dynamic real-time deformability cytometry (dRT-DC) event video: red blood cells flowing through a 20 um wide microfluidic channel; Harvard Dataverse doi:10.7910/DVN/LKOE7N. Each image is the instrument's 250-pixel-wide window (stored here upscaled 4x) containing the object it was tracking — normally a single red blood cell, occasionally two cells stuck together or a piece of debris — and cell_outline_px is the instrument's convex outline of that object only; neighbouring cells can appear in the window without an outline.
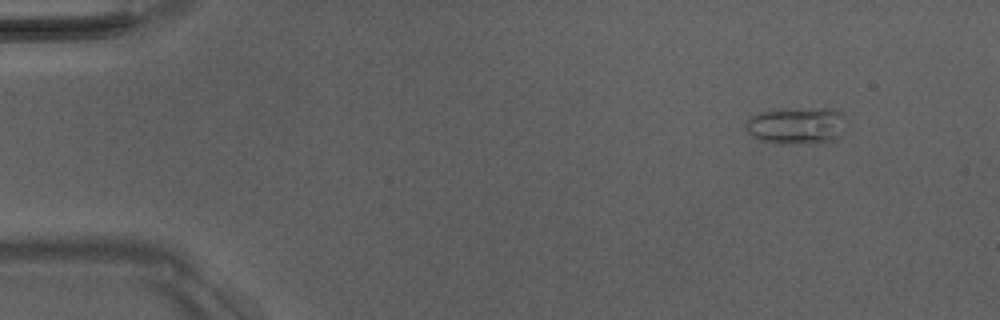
{"species": "Egyptian fruit bat (a non-hibernating species)", "species_latin": "Rousettus aegyptiacus", "temperature_condition": "room temperature", "stored_images_in_passage": 5, "camera_frame_rate_fps": 3000, "um_per_image_px": 0.085, "animal": {"sex": "male"}, "frame": {"image": 1, "passage_image": 1, "time_ms": 0.0, "image_size_px": [1000, 320], "cell_outline_px": [[848, 132], [832, 140], [820, 144], [780, 144], [760, 140], [752, 136], [744, 128], [744, 124], [752, 116], [764, 112], [820, 108], [832, 108], [840, 112], [844, 116]], "centroid_in_image_um": [67.8, 10.73], "position_along_channel_um": 17.2, "area_um2": 21.85}}